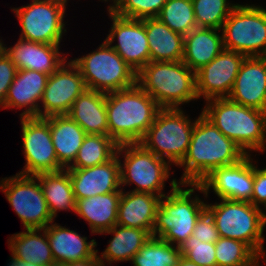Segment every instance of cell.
<instances>
[{
	"label": "cell",
	"mask_w": 266,
	"mask_h": 266,
	"mask_svg": "<svg viewBox=\"0 0 266 266\" xmlns=\"http://www.w3.org/2000/svg\"><path fill=\"white\" fill-rule=\"evenodd\" d=\"M246 154L202 113L196 118L191 141L182 162L179 183L200 184L214 169L236 164Z\"/></svg>",
	"instance_id": "1"
},
{
	"label": "cell",
	"mask_w": 266,
	"mask_h": 266,
	"mask_svg": "<svg viewBox=\"0 0 266 266\" xmlns=\"http://www.w3.org/2000/svg\"><path fill=\"white\" fill-rule=\"evenodd\" d=\"M171 180L170 192L159 202L152 236L179 247L192 235L197 219L206 210L207 196L200 184L179 183L174 177Z\"/></svg>",
	"instance_id": "2"
},
{
	"label": "cell",
	"mask_w": 266,
	"mask_h": 266,
	"mask_svg": "<svg viewBox=\"0 0 266 266\" xmlns=\"http://www.w3.org/2000/svg\"><path fill=\"white\" fill-rule=\"evenodd\" d=\"M161 107L137 83L106 93L108 135L119 145L140 143Z\"/></svg>",
	"instance_id": "3"
},
{
	"label": "cell",
	"mask_w": 266,
	"mask_h": 266,
	"mask_svg": "<svg viewBox=\"0 0 266 266\" xmlns=\"http://www.w3.org/2000/svg\"><path fill=\"white\" fill-rule=\"evenodd\" d=\"M201 113L246 155L266 151L265 111L246 107L228 98H215L206 101Z\"/></svg>",
	"instance_id": "4"
},
{
	"label": "cell",
	"mask_w": 266,
	"mask_h": 266,
	"mask_svg": "<svg viewBox=\"0 0 266 266\" xmlns=\"http://www.w3.org/2000/svg\"><path fill=\"white\" fill-rule=\"evenodd\" d=\"M136 83L161 108H182L197 101L195 72L182 60L150 61L136 74Z\"/></svg>",
	"instance_id": "5"
},
{
	"label": "cell",
	"mask_w": 266,
	"mask_h": 266,
	"mask_svg": "<svg viewBox=\"0 0 266 266\" xmlns=\"http://www.w3.org/2000/svg\"><path fill=\"white\" fill-rule=\"evenodd\" d=\"M206 201V210L215 221L219 237L246 243L259 257L266 256L264 246L266 216L264 210L247 201L218 199Z\"/></svg>",
	"instance_id": "6"
},
{
	"label": "cell",
	"mask_w": 266,
	"mask_h": 266,
	"mask_svg": "<svg viewBox=\"0 0 266 266\" xmlns=\"http://www.w3.org/2000/svg\"><path fill=\"white\" fill-rule=\"evenodd\" d=\"M120 164L121 189L125 186L136 187L132 192H143L163 197L165 183L170 179L171 165L154 153L147 150L141 143L119 144L116 152ZM124 160H122V159Z\"/></svg>",
	"instance_id": "7"
},
{
	"label": "cell",
	"mask_w": 266,
	"mask_h": 266,
	"mask_svg": "<svg viewBox=\"0 0 266 266\" xmlns=\"http://www.w3.org/2000/svg\"><path fill=\"white\" fill-rule=\"evenodd\" d=\"M196 122L182 108H161L140 142L157 157L176 167L184 159Z\"/></svg>",
	"instance_id": "8"
},
{
	"label": "cell",
	"mask_w": 266,
	"mask_h": 266,
	"mask_svg": "<svg viewBox=\"0 0 266 266\" xmlns=\"http://www.w3.org/2000/svg\"><path fill=\"white\" fill-rule=\"evenodd\" d=\"M71 61L78 67L87 89L109 93L136 84V72L105 40L92 52Z\"/></svg>",
	"instance_id": "9"
},
{
	"label": "cell",
	"mask_w": 266,
	"mask_h": 266,
	"mask_svg": "<svg viewBox=\"0 0 266 266\" xmlns=\"http://www.w3.org/2000/svg\"><path fill=\"white\" fill-rule=\"evenodd\" d=\"M255 4H238L225 20L224 49L246 57L266 56V8Z\"/></svg>",
	"instance_id": "10"
},
{
	"label": "cell",
	"mask_w": 266,
	"mask_h": 266,
	"mask_svg": "<svg viewBox=\"0 0 266 266\" xmlns=\"http://www.w3.org/2000/svg\"><path fill=\"white\" fill-rule=\"evenodd\" d=\"M0 191L20 218L25 229H45L55 221L36 176L16 173L0 180Z\"/></svg>",
	"instance_id": "11"
},
{
	"label": "cell",
	"mask_w": 266,
	"mask_h": 266,
	"mask_svg": "<svg viewBox=\"0 0 266 266\" xmlns=\"http://www.w3.org/2000/svg\"><path fill=\"white\" fill-rule=\"evenodd\" d=\"M10 9L20 23L21 39L44 44H60L66 35L65 6L31 1L27 5Z\"/></svg>",
	"instance_id": "12"
},
{
	"label": "cell",
	"mask_w": 266,
	"mask_h": 266,
	"mask_svg": "<svg viewBox=\"0 0 266 266\" xmlns=\"http://www.w3.org/2000/svg\"><path fill=\"white\" fill-rule=\"evenodd\" d=\"M20 120L25 165L17 173L36 176L40 173L65 169L57 159L50 133L49 117H21Z\"/></svg>",
	"instance_id": "13"
},
{
	"label": "cell",
	"mask_w": 266,
	"mask_h": 266,
	"mask_svg": "<svg viewBox=\"0 0 266 266\" xmlns=\"http://www.w3.org/2000/svg\"><path fill=\"white\" fill-rule=\"evenodd\" d=\"M107 13L112 24L104 40L137 74L150 62L145 19L118 16L108 7Z\"/></svg>",
	"instance_id": "14"
},
{
	"label": "cell",
	"mask_w": 266,
	"mask_h": 266,
	"mask_svg": "<svg viewBox=\"0 0 266 266\" xmlns=\"http://www.w3.org/2000/svg\"><path fill=\"white\" fill-rule=\"evenodd\" d=\"M87 89L78 67L67 59L47 80L39 117L67 115L74 101Z\"/></svg>",
	"instance_id": "15"
},
{
	"label": "cell",
	"mask_w": 266,
	"mask_h": 266,
	"mask_svg": "<svg viewBox=\"0 0 266 266\" xmlns=\"http://www.w3.org/2000/svg\"><path fill=\"white\" fill-rule=\"evenodd\" d=\"M253 155H246L233 165L214 169L200 185L208 197L214 192L217 199H231L251 203L254 184Z\"/></svg>",
	"instance_id": "16"
},
{
	"label": "cell",
	"mask_w": 266,
	"mask_h": 266,
	"mask_svg": "<svg viewBox=\"0 0 266 266\" xmlns=\"http://www.w3.org/2000/svg\"><path fill=\"white\" fill-rule=\"evenodd\" d=\"M246 58L241 53L223 49L209 64L195 72L196 93L204 103L210 99L228 98Z\"/></svg>",
	"instance_id": "17"
},
{
	"label": "cell",
	"mask_w": 266,
	"mask_h": 266,
	"mask_svg": "<svg viewBox=\"0 0 266 266\" xmlns=\"http://www.w3.org/2000/svg\"><path fill=\"white\" fill-rule=\"evenodd\" d=\"M75 199L122 191L117 154L108 162L88 168H66Z\"/></svg>",
	"instance_id": "18"
},
{
	"label": "cell",
	"mask_w": 266,
	"mask_h": 266,
	"mask_svg": "<svg viewBox=\"0 0 266 266\" xmlns=\"http://www.w3.org/2000/svg\"><path fill=\"white\" fill-rule=\"evenodd\" d=\"M228 99L266 112V56L244 59Z\"/></svg>",
	"instance_id": "19"
},
{
	"label": "cell",
	"mask_w": 266,
	"mask_h": 266,
	"mask_svg": "<svg viewBox=\"0 0 266 266\" xmlns=\"http://www.w3.org/2000/svg\"><path fill=\"white\" fill-rule=\"evenodd\" d=\"M61 44H44L19 38L14 46L5 45V53L17 70L28 69L51 75L67 59ZM65 55V57H64Z\"/></svg>",
	"instance_id": "20"
},
{
	"label": "cell",
	"mask_w": 266,
	"mask_h": 266,
	"mask_svg": "<svg viewBox=\"0 0 266 266\" xmlns=\"http://www.w3.org/2000/svg\"><path fill=\"white\" fill-rule=\"evenodd\" d=\"M48 77L49 75L34 70H17L1 108H9V110L13 108H16V110L21 109L20 118L39 117V105Z\"/></svg>",
	"instance_id": "21"
},
{
	"label": "cell",
	"mask_w": 266,
	"mask_h": 266,
	"mask_svg": "<svg viewBox=\"0 0 266 266\" xmlns=\"http://www.w3.org/2000/svg\"><path fill=\"white\" fill-rule=\"evenodd\" d=\"M54 222L47 225L45 230L56 266L88 257H98L96 239L87 241L88 237Z\"/></svg>",
	"instance_id": "22"
},
{
	"label": "cell",
	"mask_w": 266,
	"mask_h": 266,
	"mask_svg": "<svg viewBox=\"0 0 266 266\" xmlns=\"http://www.w3.org/2000/svg\"><path fill=\"white\" fill-rule=\"evenodd\" d=\"M162 197L151 193L122 190L117 225L147 230L152 235L157 209Z\"/></svg>",
	"instance_id": "23"
},
{
	"label": "cell",
	"mask_w": 266,
	"mask_h": 266,
	"mask_svg": "<svg viewBox=\"0 0 266 266\" xmlns=\"http://www.w3.org/2000/svg\"><path fill=\"white\" fill-rule=\"evenodd\" d=\"M122 191L76 200L75 213L87 221L92 234L110 230L117 224Z\"/></svg>",
	"instance_id": "24"
},
{
	"label": "cell",
	"mask_w": 266,
	"mask_h": 266,
	"mask_svg": "<svg viewBox=\"0 0 266 266\" xmlns=\"http://www.w3.org/2000/svg\"><path fill=\"white\" fill-rule=\"evenodd\" d=\"M11 258L22 264L56 266L45 229H25L7 239Z\"/></svg>",
	"instance_id": "25"
},
{
	"label": "cell",
	"mask_w": 266,
	"mask_h": 266,
	"mask_svg": "<svg viewBox=\"0 0 266 266\" xmlns=\"http://www.w3.org/2000/svg\"><path fill=\"white\" fill-rule=\"evenodd\" d=\"M223 49L222 30L196 27L184 36L182 61L192 71L197 72L204 65L209 64Z\"/></svg>",
	"instance_id": "26"
},
{
	"label": "cell",
	"mask_w": 266,
	"mask_h": 266,
	"mask_svg": "<svg viewBox=\"0 0 266 266\" xmlns=\"http://www.w3.org/2000/svg\"><path fill=\"white\" fill-rule=\"evenodd\" d=\"M86 134L108 135L106 93L86 89L67 114Z\"/></svg>",
	"instance_id": "27"
},
{
	"label": "cell",
	"mask_w": 266,
	"mask_h": 266,
	"mask_svg": "<svg viewBox=\"0 0 266 266\" xmlns=\"http://www.w3.org/2000/svg\"><path fill=\"white\" fill-rule=\"evenodd\" d=\"M111 234L113 237L108 241V246L98 257L102 266L112 263L132 260L138 250L152 237L147 231L140 228H130L122 225H114L110 230L100 233ZM107 264V265H106Z\"/></svg>",
	"instance_id": "28"
},
{
	"label": "cell",
	"mask_w": 266,
	"mask_h": 266,
	"mask_svg": "<svg viewBox=\"0 0 266 266\" xmlns=\"http://www.w3.org/2000/svg\"><path fill=\"white\" fill-rule=\"evenodd\" d=\"M150 61H181L184 55V36L172 31L157 17L145 18Z\"/></svg>",
	"instance_id": "29"
},
{
	"label": "cell",
	"mask_w": 266,
	"mask_h": 266,
	"mask_svg": "<svg viewBox=\"0 0 266 266\" xmlns=\"http://www.w3.org/2000/svg\"><path fill=\"white\" fill-rule=\"evenodd\" d=\"M49 127L58 162L66 169L76 159L87 134L68 115L49 116Z\"/></svg>",
	"instance_id": "30"
},
{
	"label": "cell",
	"mask_w": 266,
	"mask_h": 266,
	"mask_svg": "<svg viewBox=\"0 0 266 266\" xmlns=\"http://www.w3.org/2000/svg\"><path fill=\"white\" fill-rule=\"evenodd\" d=\"M36 178L40 182L53 219L57 218V213L63 210L75 213L76 199L67 169L40 173L36 175Z\"/></svg>",
	"instance_id": "31"
},
{
	"label": "cell",
	"mask_w": 266,
	"mask_h": 266,
	"mask_svg": "<svg viewBox=\"0 0 266 266\" xmlns=\"http://www.w3.org/2000/svg\"><path fill=\"white\" fill-rule=\"evenodd\" d=\"M118 144L109 135L87 134L74 162L68 168H88L111 160Z\"/></svg>",
	"instance_id": "32"
},
{
	"label": "cell",
	"mask_w": 266,
	"mask_h": 266,
	"mask_svg": "<svg viewBox=\"0 0 266 266\" xmlns=\"http://www.w3.org/2000/svg\"><path fill=\"white\" fill-rule=\"evenodd\" d=\"M180 248L162 238L151 237L133 256V266H177Z\"/></svg>",
	"instance_id": "33"
},
{
	"label": "cell",
	"mask_w": 266,
	"mask_h": 266,
	"mask_svg": "<svg viewBox=\"0 0 266 266\" xmlns=\"http://www.w3.org/2000/svg\"><path fill=\"white\" fill-rule=\"evenodd\" d=\"M157 18L183 36L197 27L191 0H168Z\"/></svg>",
	"instance_id": "34"
},
{
	"label": "cell",
	"mask_w": 266,
	"mask_h": 266,
	"mask_svg": "<svg viewBox=\"0 0 266 266\" xmlns=\"http://www.w3.org/2000/svg\"><path fill=\"white\" fill-rule=\"evenodd\" d=\"M195 13L197 27L215 28L221 30L238 3L230 0H191Z\"/></svg>",
	"instance_id": "35"
},
{
	"label": "cell",
	"mask_w": 266,
	"mask_h": 266,
	"mask_svg": "<svg viewBox=\"0 0 266 266\" xmlns=\"http://www.w3.org/2000/svg\"><path fill=\"white\" fill-rule=\"evenodd\" d=\"M217 266H249L259 256L244 242L219 237L215 242Z\"/></svg>",
	"instance_id": "36"
},
{
	"label": "cell",
	"mask_w": 266,
	"mask_h": 266,
	"mask_svg": "<svg viewBox=\"0 0 266 266\" xmlns=\"http://www.w3.org/2000/svg\"><path fill=\"white\" fill-rule=\"evenodd\" d=\"M168 0H110L108 8L118 16L145 19L157 17Z\"/></svg>",
	"instance_id": "37"
},
{
	"label": "cell",
	"mask_w": 266,
	"mask_h": 266,
	"mask_svg": "<svg viewBox=\"0 0 266 266\" xmlns=\"http://www.w3.org/2000/svg\"><path fill=\"white\" fill-rule=\"evenodd\" d=\"M179 248L183 257L199 266H217L215 243L202 242L191 235Z\"/></svg>",
	"instance_id": "38"
},
{
	"label": "cell",
	"mask_w": 266,
	"mask_h": 266,
	"mask_svg": "<svg viewBox=\"0 0 266 266\" xmlns=\"http://www.w3.org/2000/svg\"><path fill=\"white\" fill-rule=\"evenodd\" d=\"M192 236L208 243H215L219 239L215 221L207 210L197 219Z\"/></svg>",
	"instance_id": "39"
},
{
	"label": "cell",
	"mask_w": 266,
	"mask_h": 266,
	"mask_svg": "<svg viewBox=\"0 0 266 266\" xmlns=\"http://www.w3.org/2000/svg\"><path fill=\"white\" fill-rule=\"evenodd\" d=\"M255 162H257V164ZM260 168L261 167H258V160H255L251 203L257 208L264 209V212H266V167Z\"/></svg>",
	"instance_id": "40"
},
{
	"label": "cell",
	"mask_w": 266,
	"mask_h": 266,
	"mask_svg": "<svg viewBox=\"0 0 266 266\" xmlns=\"http://www.w3.org/2000/svg\"><path fill=\"white\" fill-rule=\"evenodd\" d=\"M17 67L4 53L0 57V107L4 104L9 87L16 76Z\"/></svg>",
	"instance_id": "41"
},
{
	"label": "cell",
	"mask_w": 266,
	"mask_h": 266,
	"mask_svg": "<svg viewBox=\"0 0 266 266\" xmlns=\"http://www.w3.org/2000/svg\"><path fill=\"white\" fill-rule=\"evenodd\" d=\"M60 266H102L99 257H88L79 261L64 263Z\"/></svg>",
	"instance_id": "42"
},
{
	"label": "cell",
	"mask_w": 266,
	"mask_h": 266,
	"mask_svg": "<svg viewBox=\"0 0 266 266\" xmlns=\"http://www.w3.org/2000/svg\"><path fill=\"white\" fill-rule=\"evenodd\" d=\"M11 260V261H10ZM10 262L7 263V266H46V265H38V264H33V263H29V264H22L19 262H16L13 259H9Z\"/></svg>",
	"instance_id": "43"
},
{
	"label": "cell",
	"mask_w": 266,
	"mask_h": 266,
	"mask_svg": "<svg viewBox=\"0 0 266 266\" xmlns=\"http://www.w3.org/2000/svg\"><path fill=\"white\" fill-rule=\"evenodd\" d=\"M31 1H42V2H51V3H55V4H60L62 6L67 7V4L70 0H31Z\"/></svg>",
	"instance_id": "44"
},
{
	"label": "cell",
	"mask_w": 266,
	"mask_h": 266,
	"mask_svg": "<svg viewBox=\"0 0 266 266\" xmlns=\"http://www.w3.org/2000/svg\"><path fill=\"white\" fill-rule=\"evenodd\" d=\"M260 260L262 262H260ZM261 263H264V265H266V256H262V257H259L256 261H254L251 265L249 266H262ZM261 264V265H260Z\"/></svg>",
	"instance_id": "45"
},
{
	"label": "cell",
	"mask_w": 266,
	"mask_h": 266,
	"mask_svg": "<svg viewBox=\"0 0 266 266\" xmlns=\"http://www.w3.org/2000/svg\"><path fill=\"white\" fill-rule=\"evenodd\" d=\"M5 45L3 39H0V57L5 53Z\"/></svg>",
	"instance_id": "46"
},
{
	"label": "cell",
	"mask_w": 266,
	"mask_h": 266,
	"mask_svg": "<svg viewBox=\"0 0 266 266\" xmlns=\"http://www.w3.org/2000/svg\"><path fill=\"white\" fill-rule=\"evenodd\" d=\"M99 1H102V2H107V4H108V2L110 1V0H99Z\"/></svg>",
	"instance_id": "47"
}]
</instances>
